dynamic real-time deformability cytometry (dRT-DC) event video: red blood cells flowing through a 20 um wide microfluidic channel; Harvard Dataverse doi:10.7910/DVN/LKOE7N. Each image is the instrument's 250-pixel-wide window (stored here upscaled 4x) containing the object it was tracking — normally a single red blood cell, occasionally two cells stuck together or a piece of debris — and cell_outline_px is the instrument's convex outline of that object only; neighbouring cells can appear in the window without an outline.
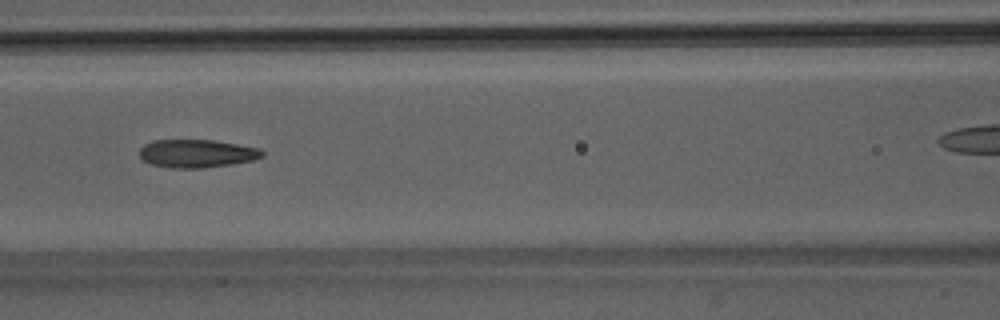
{"species": "Egyptian fruit bat (a non-hibernating species)", "species_latin": "Rousettus aegyptiacus", "temperature_condition": "room temperature", "stored_images_in_passage": 7, "camera_frame_rate_fps": 3000, "um_per_image_px": 0.085, "animal": {"sex": "male"}, "frame": {"image": 1, "passage_image": 6, "time_ms": 5.667, "image_size_px": [1000, 320], "cell_outline_px": [[264, 156], [252, 160], [232, 164], [200, 168], [168, 168], [148, 164], [140, 156], [140, 148], [144, 144], [152, 140], [212, 140], [260, 148], [264, 152]], "centroid_in_image_um": [16.7, 13.05], "position_along_channel_um": 149.9, "area_um2": 20.17}}